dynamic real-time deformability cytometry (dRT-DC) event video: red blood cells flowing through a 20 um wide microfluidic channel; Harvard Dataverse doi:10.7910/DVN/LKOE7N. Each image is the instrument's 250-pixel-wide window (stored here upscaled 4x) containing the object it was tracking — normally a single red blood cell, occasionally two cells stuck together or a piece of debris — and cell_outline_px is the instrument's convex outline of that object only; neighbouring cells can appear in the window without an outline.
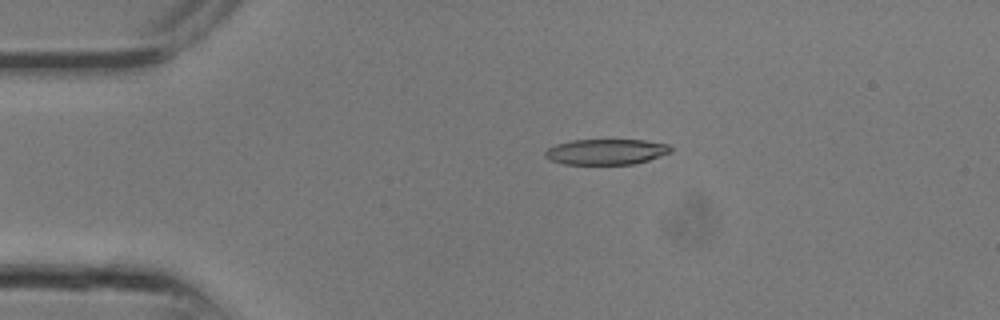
{"species": "common noctule bat (a hibernating species)", "species_latin": "Nyctalus noctula", "temperature_condition": "room temperature", "stored_images_in_passage": 11, "camera_frame_rate_fps": 3000, "um_per_image_px": 0.085, "animal": {"sex": "male", "body_mass_g": 13.3}, "frame": {"image": 1, "passage_image": 2, "time_ms": 0.333, "image_size_px": [1000, 320], "cell_outline_px": [[672, 152], [648, 160], [632, 164], [564, 164], [548, 160], [544, 156], [544, 152], [548, 148], [556, 144], [572, 140], [644, 140], [668, 144], [672, 148]], "centroid_in_image_um": [51.5, 12.9], "position_along_channel_um": 33.5, "area_um2": 18.79}}
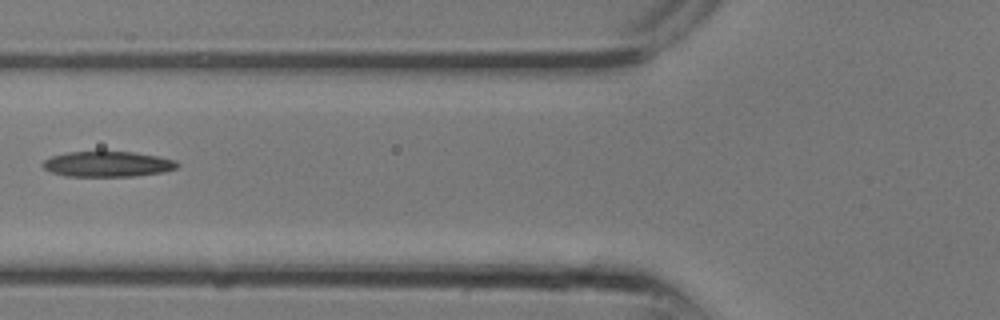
{"frame": {"image": 2, "passage_image": 7, "time_ms": 2.0, "image_size_px": [1000, 320], "cell_outline_px": [[180, 164], [176, 168], [164, 172], [136, 176], [64, 176], [52, 172], [44, 168], [40, 164], [44, 160], [52, 156], [68, 152], [132, 152], [156, 156], [176, 160]], "centroid_in_image_um": [9.15, 13.95], "position_along_channel_um": 116.7, "area_um2": 19.88}}
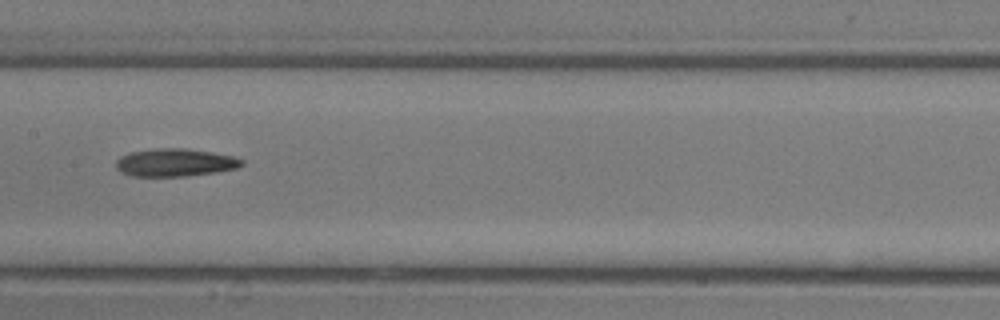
{"frame": {"image": 3, "passage_image": 10, "time_ms": 3.0, "image_size_px": [1000, 320], "cell_outline_px": [[244, 164], [240, 168], [216, 172], [184, 176], [132, 176], [120, 172], [116, 168], [116, 160], [120, 156], [132, 152], [160, 148], [184, 148], [212, 152], [236, 156], [244, 160]], "centroid_in_image_um": [14.93, 13.82], "position_along_channel_um": 192.5, "area_um2": 20.52}}